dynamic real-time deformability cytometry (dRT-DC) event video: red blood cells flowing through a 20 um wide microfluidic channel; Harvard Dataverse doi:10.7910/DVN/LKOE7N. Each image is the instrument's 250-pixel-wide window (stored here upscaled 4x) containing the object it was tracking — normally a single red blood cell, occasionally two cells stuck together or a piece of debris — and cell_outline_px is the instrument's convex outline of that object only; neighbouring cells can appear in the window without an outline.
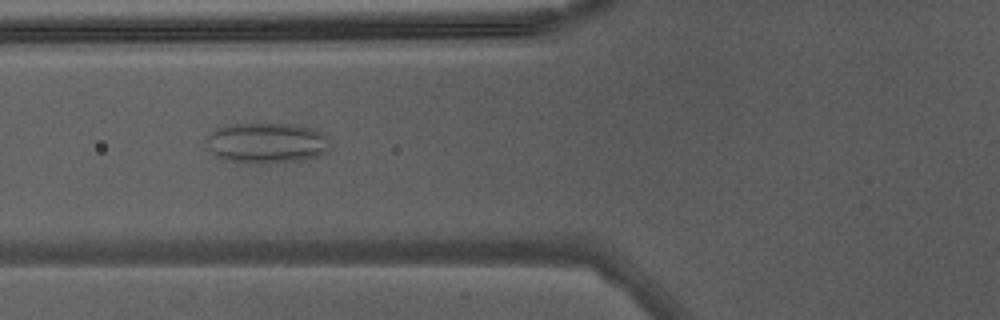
{"species": "Egyptian fruit bat (a non-hibernating species)", "species_latin": "Rousettus aegyptiacus", "temperature_condition": "warm", "stored_images_in_passage": 34, "camera_frame_rate_fps": 3000, "um_per_image_px": 0.085, "animal": {"sex": "male"}, "frame": {"image": 1, "passage_image": 6, "time_ms": 1.667, "image_size_px": [1000, 320], "cell_outline_px": [[328, 148], [320, 156], [304, 160], [260, 164], [256, 164], [232, 160], [216, 156], [208, 148], [204, 140], [216, 128], [232, 124], [296, 124], [324, 132], [328, 136]], "centroid_in_image_um": [22.69, 12.15], "position_along_channel_um": 103.1, "area_um2": 29.3}}